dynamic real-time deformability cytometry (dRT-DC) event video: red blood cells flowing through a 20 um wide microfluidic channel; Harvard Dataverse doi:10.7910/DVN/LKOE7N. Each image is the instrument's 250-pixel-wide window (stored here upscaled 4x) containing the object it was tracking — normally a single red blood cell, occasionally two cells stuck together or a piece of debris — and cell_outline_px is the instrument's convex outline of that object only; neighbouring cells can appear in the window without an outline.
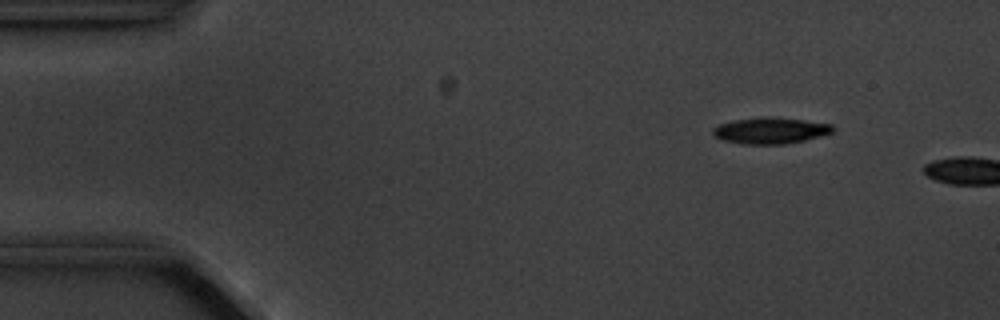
{"species": "common noctule bat (a hibernating species)", "species_latin": "Nyctalus noctula", "temperature_condition": "cold", "stored_images_in_passage": 3, "camera_frame_rate_fps": 3000, "um_per_image_px": 0.085, "animal": {"sex": "male", "body_mass_g": 20.1, "forearm_length_mm": 53.5}, "frame": {"image": 1, "passage_image": 2, "time_ms": 1.333, "image_size_px": [1000, 320], "cell_outline_px": [[836, 128], [832, 132], [804, 140], [784, 144], [744, 144], [724, 140], [716, 136], [712, 132], [712, 128], [716, 124], [732, 120], [764, 116], [804, 120], [832, 124]], "centroid_in_image_um": [65.45, 11.08], "position_along_channel_um": 19.5, "area_um2": 18.32}}